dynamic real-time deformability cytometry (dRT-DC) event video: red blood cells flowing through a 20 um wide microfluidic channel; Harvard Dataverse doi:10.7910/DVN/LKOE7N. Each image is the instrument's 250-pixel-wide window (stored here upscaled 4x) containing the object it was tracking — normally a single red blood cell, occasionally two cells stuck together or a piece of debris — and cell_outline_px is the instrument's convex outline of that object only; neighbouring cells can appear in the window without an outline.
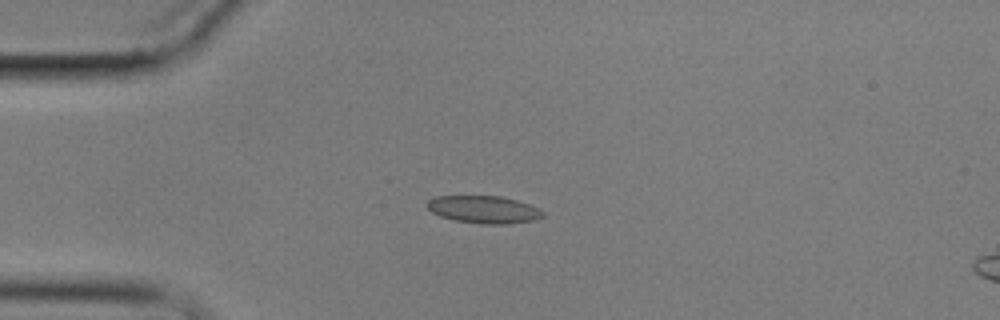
{"species": "common noctule bat (a hibernating species)", "species_latin": "Nyctalus noctula", "temperature_condition": "cold", "stored_images_in_passage": 4, "camera_frame_rate_fps": 3000, "um_per_image_px": 0.085, "animal": {"sex": "male", "body_mass_g": 17.9}, "frame": {"image": 1, "passage_image": 3, "time_ms": 2.333, "image_size_px": [1000, 320], "cell_outline_px": [[544, 216], [536, 220], [508, 224], [480, 224], [456, 220], [440, 216], [432, 212], [424, 204], [428, 200], [436, 196], [500, 196], [516, 200], [528, 204], [544, 212]], "centroid_in_image_um": [41.1, 17.81], "position_along_channel_um": 43.9, "area_um2": 18.55}}